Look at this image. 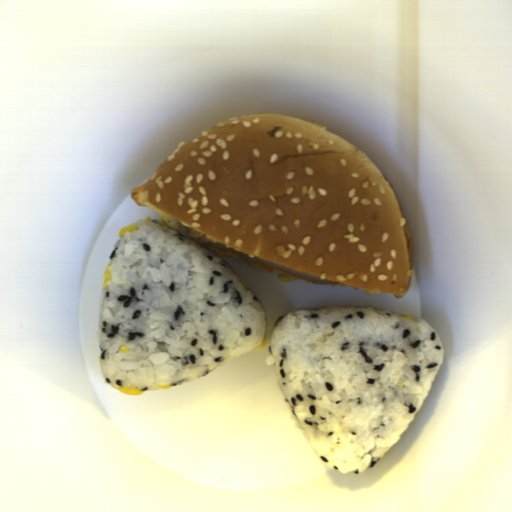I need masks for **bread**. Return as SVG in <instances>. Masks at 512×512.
I'll use <instances>...</instances> for the list:
<instances>
[{"label":"bread","mask_w":512,"mask_h":512,"mask_svg":"<svg viewBox=\"0 0 512 512\" xmlns=\"http://www.w3.org/2000/svg\"><path fill=\"white\" fill-rule=\"evenodd\" d=\"M130 196L194 241L369 295L398 300L409 288L405 227L389 182L324 125L272 112L218 122Z\"/></svg>","instance_id":"1"}]
</instances>
